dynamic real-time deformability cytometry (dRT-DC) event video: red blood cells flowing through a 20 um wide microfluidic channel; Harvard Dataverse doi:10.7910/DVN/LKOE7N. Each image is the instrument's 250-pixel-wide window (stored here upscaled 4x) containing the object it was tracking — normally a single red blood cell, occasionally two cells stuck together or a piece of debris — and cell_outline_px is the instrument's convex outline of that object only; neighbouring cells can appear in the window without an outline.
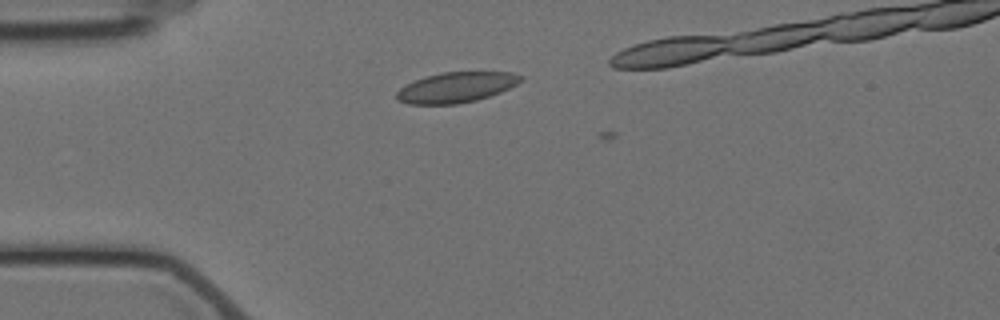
{"species": "Egyptian fruit bat (a non-hibernating species)", "species_latin": "Rousettus aegyptiacus", "temperature_condition": "cold", "stored_images_in_passage": 6, "camera_frame_rate_fps": 3000, "um_per_image_px": 0.085, "animal": {"sex": "female"}, "frame": {"image": 1, "passage_image": 2, "time_ms": 1.333, "image_size_px": [1000, 320], "cell_outline_px": [[524, 80], [500, 92], [476, 100], [456, 104], [408, 104], [396, 100], [396, 92], [400, 88], [424, 76], [440, 72], [512, 72], [520, 76]], "centroid_in_image_um": [38.75, 7.42], "position_along_channel_um": 46.3, "area_um2": 21.85}}